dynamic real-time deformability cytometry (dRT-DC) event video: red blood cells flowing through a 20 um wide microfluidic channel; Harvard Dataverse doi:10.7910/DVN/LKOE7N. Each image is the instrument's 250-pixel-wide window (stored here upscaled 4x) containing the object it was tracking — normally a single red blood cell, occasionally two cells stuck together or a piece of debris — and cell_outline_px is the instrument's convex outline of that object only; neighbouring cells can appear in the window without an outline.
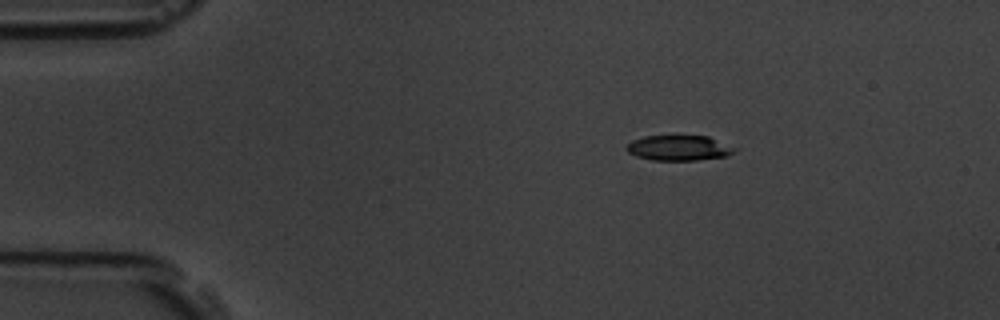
{"species": "common noctule bat (a hibernating species)", "species_latin": "Nyctalus noctula", "temperature_condition": "room temperature", "stored_images_in_passage": 3, "camera_frame_rate_fps": 3000, "um_per_image_px": 0.085, "animal": {"sex": "male", "body_mass_g": 19.5, "forearm_length_mm": 54.6}, "frame": {"image": 1, "passage_image": 1, "time_ms": 0.0, "image_size_px": [1000, 320], "cell_outline_px": [[736, 152], [728, 156], [696, 160], [652, 160], [636, 156], [628, 152], [624, 148], [632, 140], [644, 136], [708, 136], [736, 148]], "centroid_in_image_um": [57.7, 12.58], "position_along_channel_um": 27.3, "area_um2": 15.9}}